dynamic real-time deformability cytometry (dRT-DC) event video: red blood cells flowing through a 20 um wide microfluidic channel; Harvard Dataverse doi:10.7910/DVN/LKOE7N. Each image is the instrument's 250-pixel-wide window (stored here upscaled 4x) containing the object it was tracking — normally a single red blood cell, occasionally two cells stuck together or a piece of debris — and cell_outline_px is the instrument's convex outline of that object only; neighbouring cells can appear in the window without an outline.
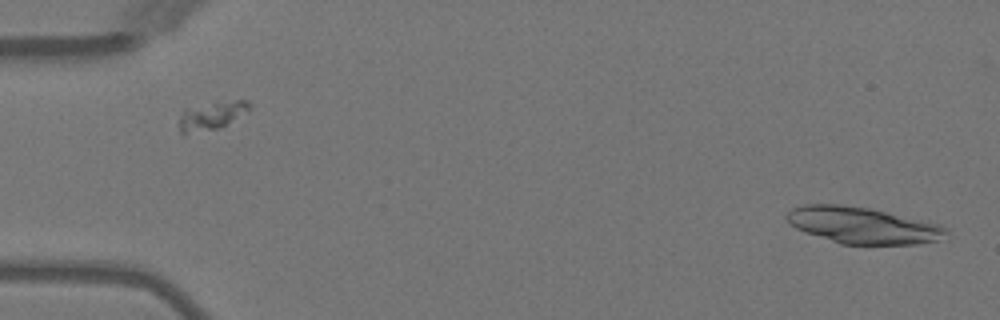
{"species": "Egyptian fruit bat (a non-hibernating species)", "species_latin": "Rousettus aegyptiacus", "temperature_condition": "warm", "stored_images_in_passage": 24, "camera_frame_rate_fps": 3000, "um_per_image_px": 0.085, "animal": {"sex": "female"}, "frame": {"image": 1, "passage_image": 1, "time_ms": 0.0, "image_size_px": [1000, 320], "cell_outline_px": [[948, 232], [940, 240], [920, 244], [840, 244], [804, 232], [796, 228], [784, 216], [792, 208], [804, 204], [840, 204], [868, 208], [940, 224], [948, 228]], "centroid_in_image_um": [73.33, 19.16], "position_along_channel_um": 11.7, "area_um2": 33.81}}